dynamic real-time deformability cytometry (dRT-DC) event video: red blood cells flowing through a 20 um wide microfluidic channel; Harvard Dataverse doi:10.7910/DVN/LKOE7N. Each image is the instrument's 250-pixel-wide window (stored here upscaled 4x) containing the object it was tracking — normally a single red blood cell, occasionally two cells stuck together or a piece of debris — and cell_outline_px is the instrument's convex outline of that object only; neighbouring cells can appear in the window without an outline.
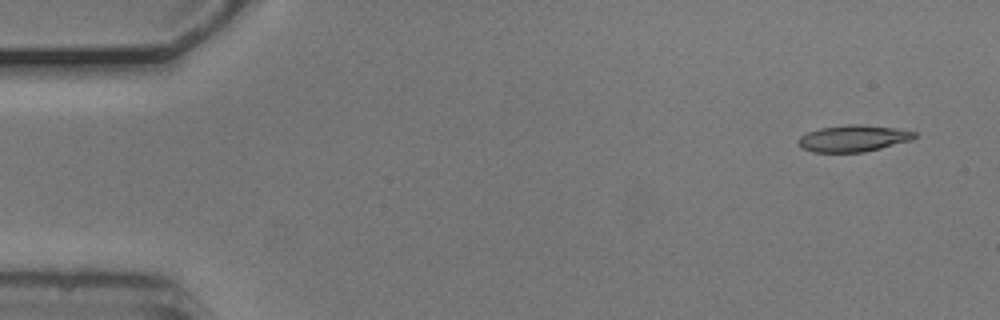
{"species": "common noctule bat (a hibernating species)", "species_latin": "Nyctalus noctula", "temperature_condition": "cold", "stored_images_in_passage": 4, "camera_frame_rate_fps": 3000, "um_per_image_px": 0.085, "animal": {"sex": "male", "body_mass_g": 20.5, "forearm_length_mm": 52.5}, "frame": {"image": 1, "passage_image": 1, "time_ms": 0.0, "image_size_px": [1000, 320], "cell_outline_px": [[916, 136], [912, 140], [864, 152], [812, 152], [800, 148], [796, 144], [796, 140], [800, 136], [808, 132], [820, 128], [848, 124], [860, 124], [896, 128], [916, 132]], "centroid_in_image_um": [72.48, 11.76], "position_along_channel_um": 12.5, "area_um2": 18.15}}
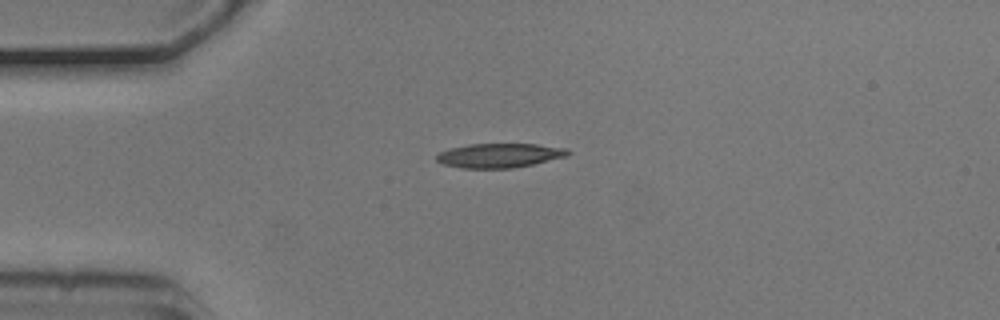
{"frame": {"image": 2, "passage_image": 4, "time_ms": 1.0, "image_size_px": [1000, 320], "cell_outline_px": [[572, 152], [568, 156], [532, 164], [512, 168], [460, 168], [444, 164], [436, 160], [436, 156], [440, 152], [452, 148], [468, 144], [536, 144], [568, 148]], "centroid_in_image_um": [42.49, 13.21], "position_along_channel_um": 42.5, "area_um2": 18.55}}